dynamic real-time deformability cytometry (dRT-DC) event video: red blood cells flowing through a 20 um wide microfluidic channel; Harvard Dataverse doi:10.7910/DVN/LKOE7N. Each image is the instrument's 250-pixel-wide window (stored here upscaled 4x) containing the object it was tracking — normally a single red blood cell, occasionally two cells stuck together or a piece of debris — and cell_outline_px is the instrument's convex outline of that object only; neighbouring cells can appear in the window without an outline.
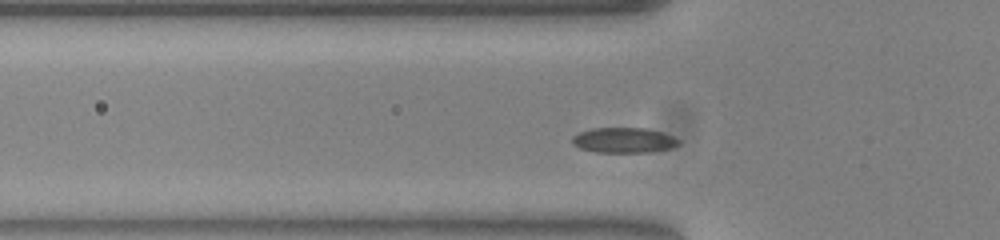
{"species": "common noctule bat (a hibernating species)", "species_latin": "Nyctalus noctula", "temperature_condition": "warm", "stored_images_in_passage": 41, "camera_frame_rate_fps": 3000, "um_per_image_px": 0.085, "animal": {"sex": "female", "body_mass_g": 23.0, "forearm_length_mm": 53.4}, "frame": {"image": 1, "passage_image": 10, "time_ms": 3.0, "image_size_px": [1000, 240], "cell_outline_px": [[680, 144], [672, 148], [652, 152], [596, 152], [580, 148], [572, 144], [572, 136], [580, 132], [592, 128], [644, 128], [660, 132], [672, 136], [680, 140]], "centroid_in_image_um": [53.03, 11.92], "position_along_channel_um": 72.8, "area_um2": 15.66}}
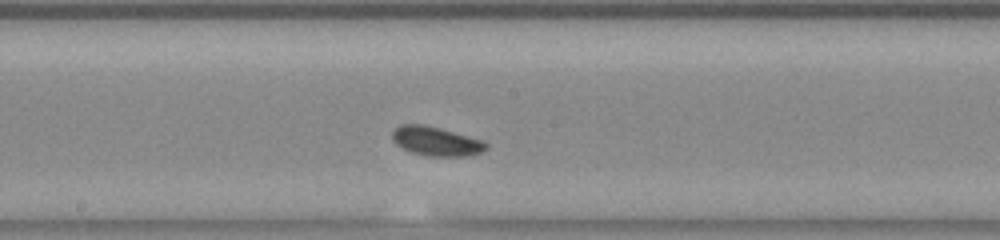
{"frame": {"image": 2, "passage_image": 21, "time_ms": 6.667, "image_size_px": [1000, 240], "cell_outline_px": [[488, 148], [480, 152], [464, 156], [428, 156], [412, 152], [396, 144], [392, 140], [392, 128], [400, 124], [424, 124], [440, 128], [484, 140], [488, 144]], "centroid_in_image_um": [37.05, 11.99], "position_along_channel_um": 211.2, "area_um2": 16.01}}
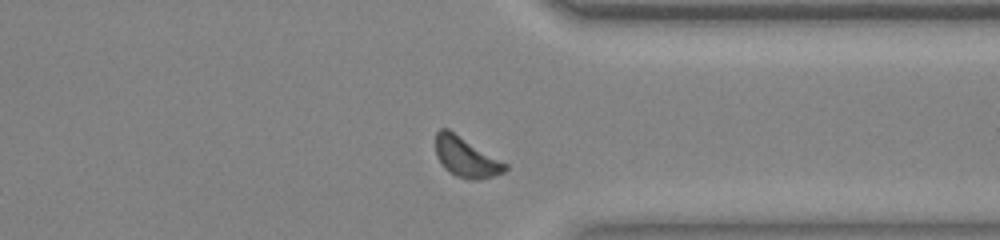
{"frame": {"image": 3, "passage_image": 34, "time_ms": 11.0, "image_size_px": [1000, 240], "cell_outline_px": [[508, 168], [504, 172], [492, 176], [476, 180], [468, 180], [456, 176], [444, 168], [436, 156], [436, 132], [440, 128], [448, 128], [508, 164]], "centroid_in_image_um": [39.61, 13.35], "position_along_channel_um": 371.8, "area_um2": 16.24}}